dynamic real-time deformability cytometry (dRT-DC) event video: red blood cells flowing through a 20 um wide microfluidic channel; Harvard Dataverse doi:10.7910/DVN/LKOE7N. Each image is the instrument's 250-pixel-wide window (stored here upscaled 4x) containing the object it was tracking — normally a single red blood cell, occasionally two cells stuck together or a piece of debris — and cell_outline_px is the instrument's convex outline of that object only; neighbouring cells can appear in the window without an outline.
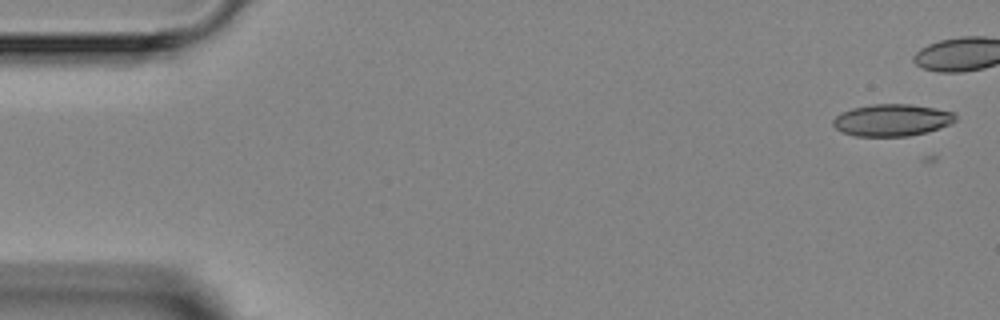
{"species": "Egyptian fruit bat (a non-hibernating species)", "species_latin": "Rousettus aegyptiacus", "temperature_condition": "room temperature", "stored_images_in_passage": 7, "camera_frame_rate_fps": 3000, "um_per_image_px": 0.085, "animal": {"sex": "female"}, "frame": {"image": 1, "passage_image": 1, "time_ms": 0.0, "image_size_px": [1000, 320], "cell_outline_px": [[956, 120], [940, 128], [928, 132], [908, 136], [856, 136], [844, 132], [836, 128], [832, 124], [832, 120], [840, 112], [852, 108], [872, 104], [912, 104], [936, 108], [956, 112]], "centroid_in_image_um": [75.83, 10.2], "position_along_channel_um": 9.2, "area_um2": 22.95}}